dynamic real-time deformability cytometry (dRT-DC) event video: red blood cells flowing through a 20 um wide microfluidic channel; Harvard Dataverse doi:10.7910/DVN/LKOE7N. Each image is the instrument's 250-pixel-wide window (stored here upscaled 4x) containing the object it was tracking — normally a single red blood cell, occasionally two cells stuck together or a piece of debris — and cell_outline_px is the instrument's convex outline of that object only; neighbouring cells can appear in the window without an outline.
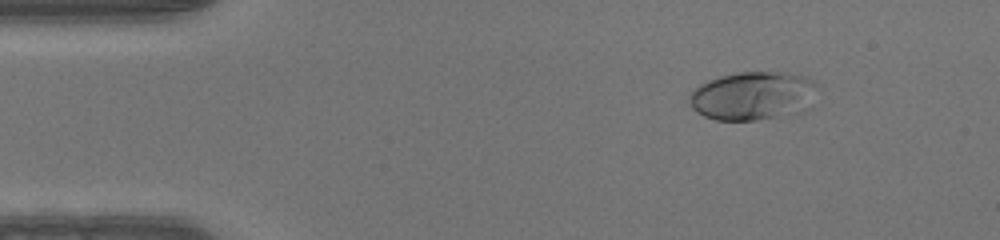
{"species": "human", "species_latin": "Homo sapiens", "temperature_condition": "warm", "stored_images_in_passage": 47, "camera_frame_rate_fps": 3000, "um_per_image_px": 0.085, "donor": {"sex": "male"}, "frame": {"image": 1, "passage_image": 6, "time_ms": 1.667, "image_size_px": [1000, 240], "cell_outline_px": [[820, 88], [812, 108], [808, 112], [756, 120], [716, 120], [704, 116], [696, 112], [688, 104], [688, 96], [700, 84], [708, 80], [720, 76], [736, 72], [788, 72], [808, 76]], "centroid_in_image_um": [64.1, 8.15], "position_along_channel_um": 20.9, "area_um2": 37.45}}
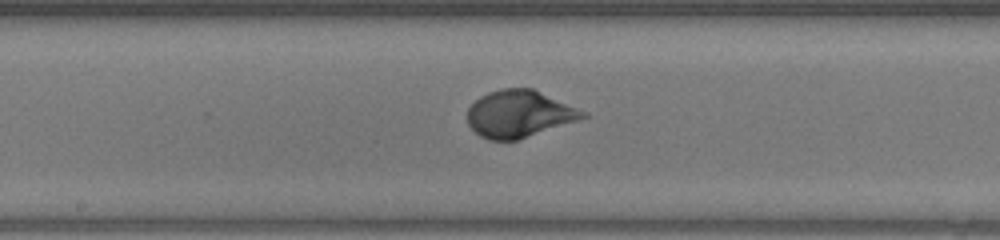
{"frame": {"image": 2, "passage_image": 24, "time_ms": 7.667, "image_size_px": [1000, 240], "cell_outline_px": [[588, 116], [516, 140], [488, 140], [480, 136], [468, 124], [468, 108], [480, 96], [488, 92], [500, 88], [532, 88], [588, 112]], "centroid_in_image_um": [44.11, 9.66], "position_along_channel_um": 204.1, "area_um2": 31.27}}
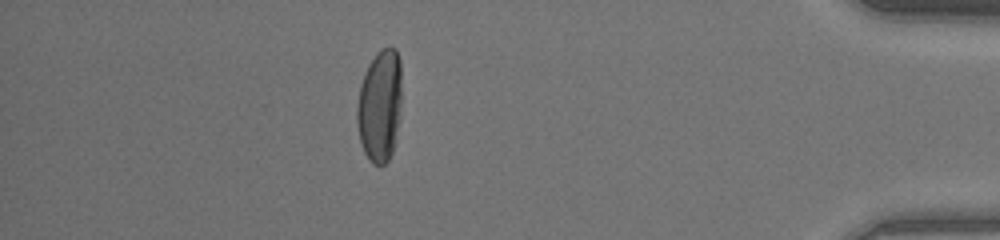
{"frame": {"image": 3, "passage_image": 41, "time_ms": 13.333, "image_size_px": [1000, 240], "cell_outline_px": [[400, 120], [392, 152], [388, 160], [384, 164], [372, 164], [368, 160], [364, 152], [360, 140], [356, 124], [356, 104], [360, 84], [368, 64], [376, 52], [380, 48], [388, 44], [396, 48], [400, 60]], "centroid_in_image_um": [32.27, 8.95], "position_along_channel_um": 402.9, "area_um2": 29.82}}